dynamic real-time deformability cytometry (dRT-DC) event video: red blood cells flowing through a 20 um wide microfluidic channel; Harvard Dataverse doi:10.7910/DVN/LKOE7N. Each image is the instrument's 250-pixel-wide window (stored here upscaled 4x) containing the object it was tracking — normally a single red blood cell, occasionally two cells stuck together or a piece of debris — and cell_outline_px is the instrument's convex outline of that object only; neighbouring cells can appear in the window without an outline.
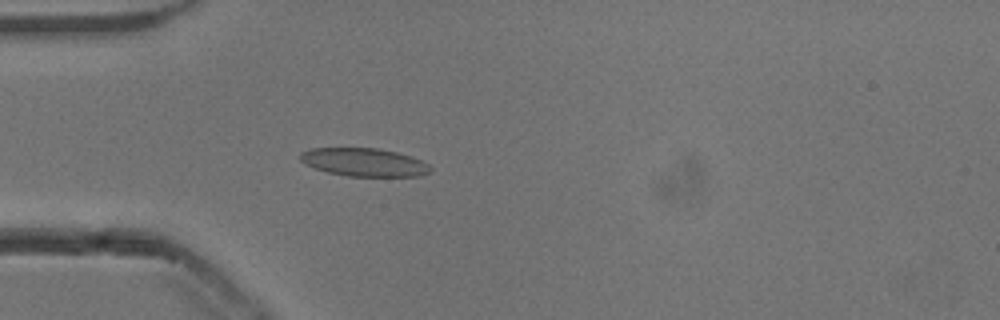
{"species": "common noctule bat (a hibernating species)", "species_latin": "Nyctalus noctula", "temperature_condition": "cold", "stored_images_in_passage": 47, "camera_frame_rate_fps": 3000, "um_per_image_px": 0.085, "animal": {"sex": "male", "body_mass_g": 13.3}, "frame": {"image": 1, "passage_image": 15, "time_ms": 4.667, "image_size_px": [1000, 320], "cell_outline_px": [[432, 172], [420, 176], [348, 176], [328, 172], [316, 168], [300, 160], [300, 152], [312, 148], [376, 148], [396, 152], [420, 160], [428, 164], [432, 168]], "centroid_in_image_um": [30.97, 13.79], "position_along_channel_um": 54.0, "area_um2": 21.15}}
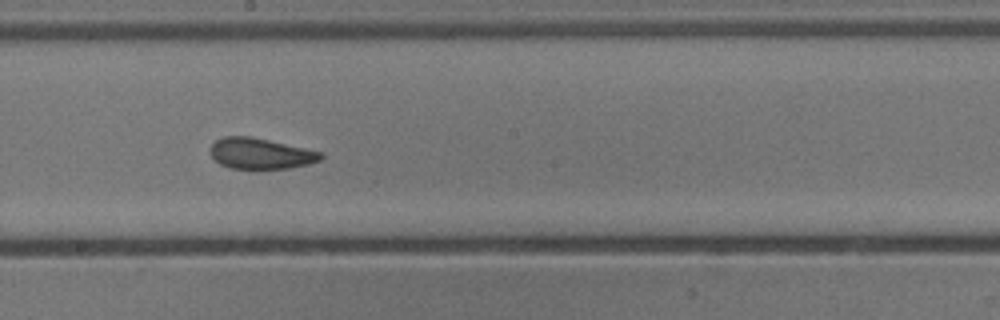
{"frame": {"image": 2, "passage_image": 29, "time_ms": 9.333, "image_size_px": [1000, 320], "cell_outline_px": [[324, 156], [320, 160], [308, 164], [288, 168], [232, 168], [220, 164], [212, 156], [212, 144], [216, 140], [224, 136], [248, 136], [268, 140], [304, 148], [320, 152]], "centroid_in_image_um": [22.15, 13.05], "position_along_channel_um": 226.1, "area_um2": 19.36}}
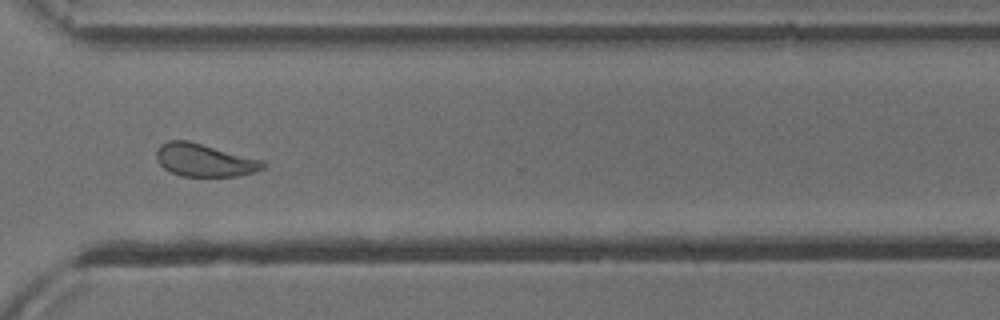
{"frame": {"image": 3, "passage_image": 39, "time_ms": 12.667, "image_size_px": [1000, 320], "cell_outline_px": [[268, 164], [264, 168], [240, 176], [180, 176], [164, 168], [156, 160], [156, 148], [160, 144], [168, 140], [188, 140], [264, 160]], "centroid_in_image_um": [17.38, 13.6], "position_along_channel_um": 353.2, "area_um2": 20.58}, "authors_computed_cell_mechanics": {"area_um2": 20.808, "velocity_mm_per_s": 3.8239, "shape_relaxation_time_tau1_ms": 8.1139, "shape_relaxation_time_tau2_ms": 1.56, "deformation_change_tau1": 0.155, "deformation_change_tau2": 0.0824}}